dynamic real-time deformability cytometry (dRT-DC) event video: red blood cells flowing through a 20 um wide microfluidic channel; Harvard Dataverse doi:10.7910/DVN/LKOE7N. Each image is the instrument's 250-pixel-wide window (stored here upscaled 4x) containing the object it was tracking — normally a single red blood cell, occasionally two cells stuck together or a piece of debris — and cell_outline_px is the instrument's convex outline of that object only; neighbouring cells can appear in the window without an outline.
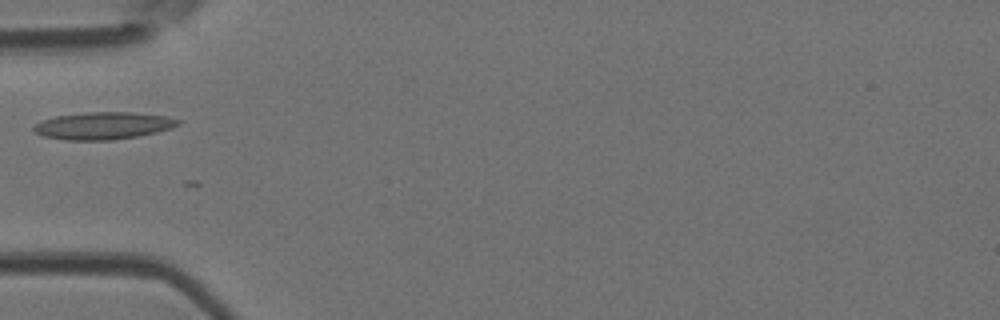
{"species": "Egyptian fruit bat (a non-hibernating species)", "species_latin": "Rousettus aegyptiacus", "temperature_condition": "room temperature", "stored_images_in_passage": 4, "camera_frame_rate_fps": 3000, "um_per_image_px": 0.085, "animal": {"sex": "female"}, "frame": {"image": 1, "passage_image": 3, "time_ms": 0.667, "image_size_px": [1000, 320], "cell_outline_px": [[184, 120], [180, 124], [172, 128], [156, 132], [136, 136], [112, 140], [64, 140], [44, 136], [36, 132], [32, 128], [36, 124], [44, 120], [56, 116], [88, 112], [132, 112], [164, 116]], "centroid_in_image_um": [8.81, 10.68], "position_along_channel_um": 76.2, "area_um2": 22.83}}
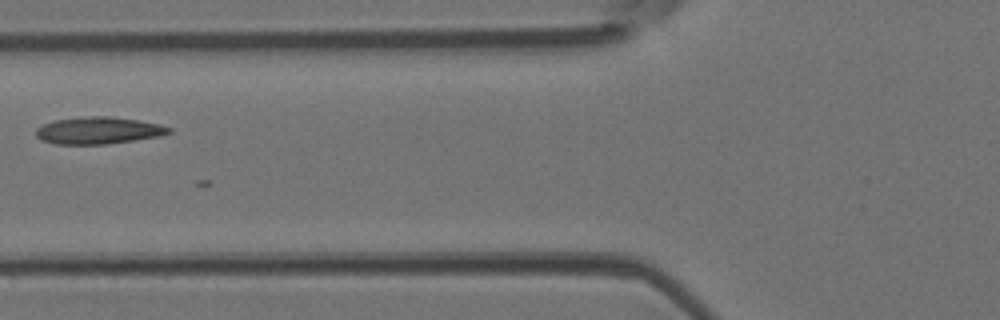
{"frame": {"image": 2, "passage_image": 4, "time_ms": 1.0, "image_size_px": [1000, 320], "cell_outline_px": [[172, 132], [160, 136], [104, 144], [56, 144], [40, 140], [36, 136], [36, 128], [44, 124], [56, 120], [84, 116], [108, 116], [140, 120], [160, 124], [172, 128]], "centroid_in_image_um": [8.37, 11.08], "position_along_channel_um": 117.4, "area_um2": 20.92}}